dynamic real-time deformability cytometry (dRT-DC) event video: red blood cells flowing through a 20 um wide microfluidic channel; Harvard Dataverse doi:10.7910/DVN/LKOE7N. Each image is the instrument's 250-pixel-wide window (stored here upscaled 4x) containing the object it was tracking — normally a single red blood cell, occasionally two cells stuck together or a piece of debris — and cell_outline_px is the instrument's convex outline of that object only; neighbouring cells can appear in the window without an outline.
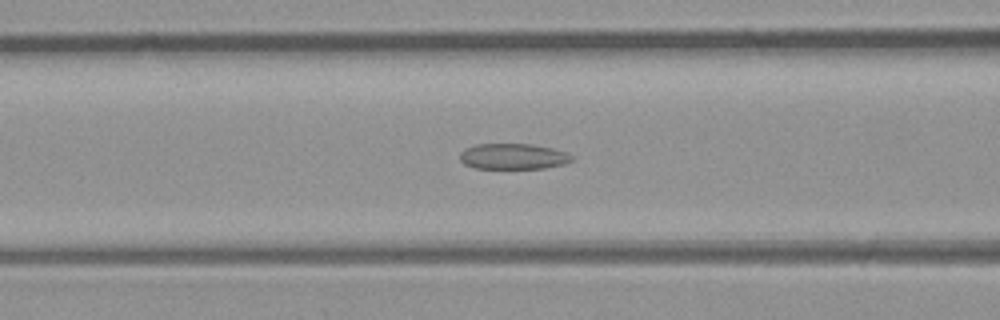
{"species": "common noctule bat (a hibernating species)", "species_latin": "Nyctalus noctula", "temperature_condition": "room temperature", "stored_images_in_passage": 48, "camera_frame_rate_fps": 3000, "um_per_image_px": 0.085, "animal": {"sex": "male", "body_mass_g": 23.1, "forearm_length_mm": 52.7}, "frame": {"image": 1, "passage_image": 19, "time_ms": 6.0, "image_size_px": [1000, 320], "cell_outline_px": [[572, 160], [564, 164], [544, 168], [476, 168], [464, 164], [460, 160], [460, 152], [464, 148], [476, 144], [532, 144], [552, 148], [564, 152], [572, 156]], "centroid_in_image_um": [43.58, 13.29], "position_along_channel_um": 123.0, "area_um2": 16.7}}
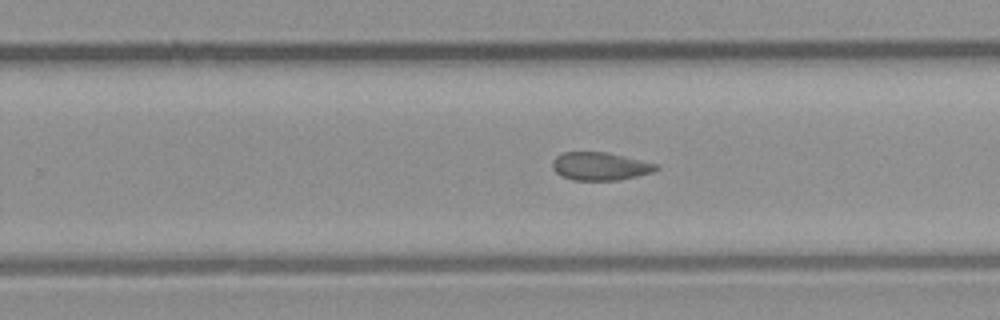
{"frame": {"image": 2, "passage_image": 30, "time_ms": 9.667, "image_size_px": [1000, 320], "cell_outline_px": [[660, 168], [652, 172], [636, 176], [616, 180], [572, 180], [556, 172], [552, 168], [552, 160], [556, 156], [564, 152], [608, 152], [656, 164]], "centroid_in_image_um": [50.98, 14.12], "position_along_channel_um": 278.8, "area_um2": 16.76}}
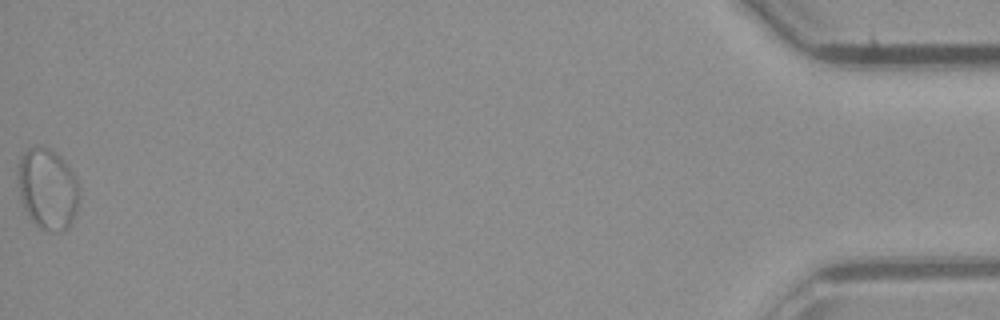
{"frame": {"image": 3, "passage_image": 48, "time_ms": 15.667, "image_size_px": [1000, 320], "cell_outline_px": [[76, 212], [68, 228], [60, 232], [48, 232], [40, 228], [32, 220], [24, 208], [20, 200], [16, 176], [20, 156], [28, 148], [36, 144], [48, 148], [56, 152], [68, 164], [76, 176]], "centroid_in_image_um": [3.99, 16.02], "position_along_channel_um": 431.2, "area_um2": 29.19}, "authors_computed_cell_mechanics": {"area_um2": 20.0277, "velocity_mm_per_s": 4.2558, "shape_relaxation_time_tau1_ms": null, "shape_relaxation_time_tau2_ms": 2.5649, "deformation_change_tau1": null, "deformation_change_tau2": 0.0785}}